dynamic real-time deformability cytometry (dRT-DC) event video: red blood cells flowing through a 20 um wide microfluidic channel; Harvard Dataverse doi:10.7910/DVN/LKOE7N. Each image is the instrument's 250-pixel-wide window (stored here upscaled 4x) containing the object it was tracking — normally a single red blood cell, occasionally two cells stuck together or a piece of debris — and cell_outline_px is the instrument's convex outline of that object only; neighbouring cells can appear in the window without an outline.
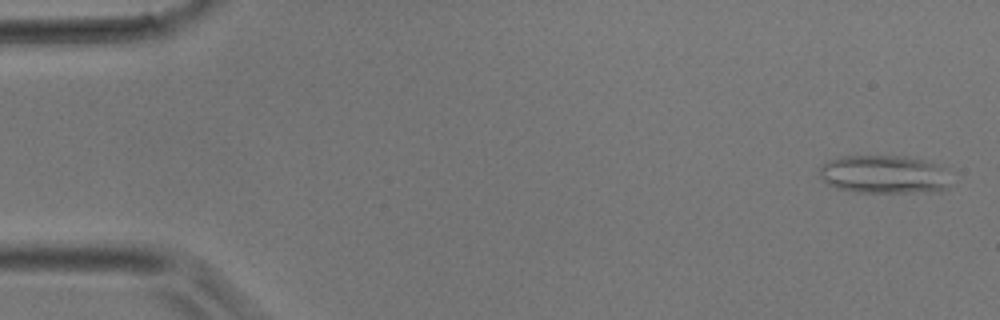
{"species": "common noctule bat (a hibernating species)", "species_latin": "Nyctalus noctula", "temperature_condition": "room temperature", "stored_images_in_passage": 14, "camera_frame_rate_fps": 3000, "um_per_image_px": 0.085, "animal": {"sex": "male", "body_mass_g": 17.9}, "frame": {"image": 1, "passage_image": 2, "time_ms": 0.333, "image_size_px": [1000, 320], "cell_outline_px": [[948, 188], [940, 192], [856, 192], [836, 188], [828, 184], [820, 176], [820, 168], [828, 160], [840, 156], [904, 156], [924, 160], [940, 168], [948, 184]], "centroid_in_image_um": [75.07, 14.83], "position_along_channel_um": 9.9, "area_um2": 28.84}}